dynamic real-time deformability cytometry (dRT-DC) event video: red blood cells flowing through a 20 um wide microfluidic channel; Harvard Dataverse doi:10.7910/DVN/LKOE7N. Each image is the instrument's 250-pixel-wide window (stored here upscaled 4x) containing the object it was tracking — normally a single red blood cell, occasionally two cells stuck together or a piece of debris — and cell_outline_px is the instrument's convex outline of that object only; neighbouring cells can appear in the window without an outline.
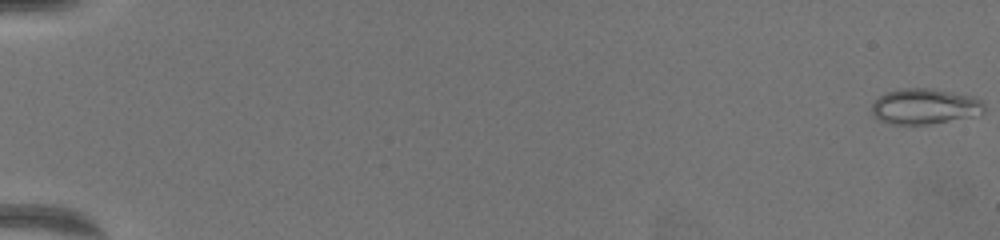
{"species": "common noctule bat (a hibernating species)", "species_latin": "Nyctalus noctula", "temperature_condition": "warm", "stored_images_in_passage": 65, "camera_frame_rate_fps": 3000, "um_per_image_px": 0.085, "animal": {"sex": "female", "body_mass_g": 19.5, "forearm_length_mm": 54.1}, "frame": {"image": 1, "passage_image": 1, "time_ms": 0.0, "image_size_px": [1000, 240], "cell_outline_px": [[984, 112], [968, 116], [928, 124], [892, 124], [880, 120], [872, 112], [872, 104], [880, 96], [888, 92], [904, 88], [928, 88], [972, 96], [980, 100], [984, 104]], "centroid_in_image_um": [78.57, 9.04], "position_along_channel_um": 6.4, "area_um2": 22.66}}
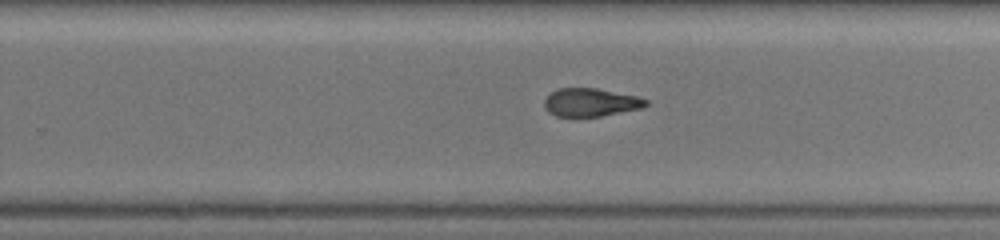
{"frame": {"image": 2, "passage_image": 44, "time_ms": 14.333, "image_size_px": [1000, 240], "cell_outline_px": [[648, 104], [640, 108], [600, 116], [556, 116], [548, 112], [544, 108], [544, 100], [556, 88], [596, 88], [636, 96], [648, 100]], "centroid_in_image_um": [50.17, 8.69], "position_along_channel_um": 279.6, "area_um2": 16.47}}
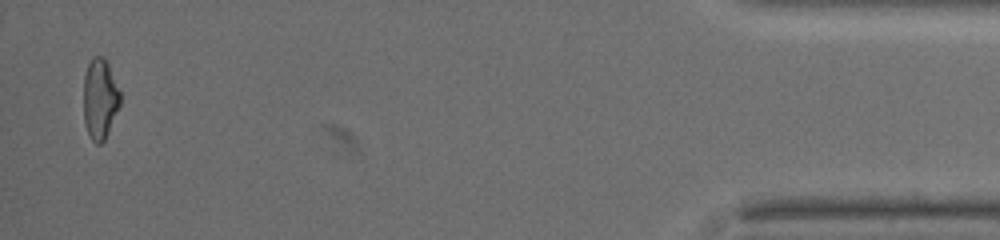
{"frame": {"image": 3, "passage_image": 64, "time_ms": 21.0, "image_size_px": [1000, 240], "cell_outline_px": [[120, 104], [108, 132], [104, 140], [100, 144], [96, 144], [92, 140], [88, 132], [84, 120], [84, 76], [88, 64], [92, 56], [104, 56], [108, 64], [120, 92]], "centroid_in_image_um": [8.49, 8.38], "position_along_channel_um": 426.7, "area_um2": 16.99}, "authors_computed_cell_mechanics": {"area_um2": 18.4382, "velocity_mm_per_s": 3.3563, "shape_relaxation_time_tau1_ms": null, "shape_relaxation_time_tau2_ms": 1.5633, "deformation_change_tau1": null, "deformation_change_tau2": 0.0832}}